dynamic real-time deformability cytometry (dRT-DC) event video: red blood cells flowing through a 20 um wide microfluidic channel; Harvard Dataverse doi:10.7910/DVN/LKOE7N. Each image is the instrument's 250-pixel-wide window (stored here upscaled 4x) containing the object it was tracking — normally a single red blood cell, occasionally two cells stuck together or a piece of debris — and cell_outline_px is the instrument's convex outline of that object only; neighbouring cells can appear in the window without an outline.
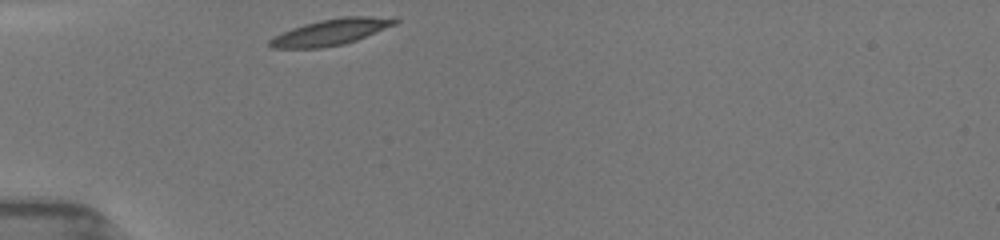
{"species": "common noctule bat (a hibernating species)", "species_latin": "Nyctalus noctula", "temperature_condition": "room temperature", "stored_images_in_passage": 1, "camera_frame_rate_fps": 3000, "um_per_image_px": 0.085, "animal": {"sex": "female", "body_mass_g": 19.5, "forearm_length_mm": 54.1}, "frame": {"image": 1, "passage_image": 1, "time_ms": 0.0, "image_size_px": [1000, 240], "cell_outline_px": [[400, 20], [396, 24], [356, 40], [344, 44], [320, 48], [268, 48], [268, 40], [292, 28], [304, 24], [320, 20], [340, 16], [396, 16]], "centroid_in_image_um": [28.18, 2.7], "position_along_channel_um": 56.8, "area_um2": 19.25}}